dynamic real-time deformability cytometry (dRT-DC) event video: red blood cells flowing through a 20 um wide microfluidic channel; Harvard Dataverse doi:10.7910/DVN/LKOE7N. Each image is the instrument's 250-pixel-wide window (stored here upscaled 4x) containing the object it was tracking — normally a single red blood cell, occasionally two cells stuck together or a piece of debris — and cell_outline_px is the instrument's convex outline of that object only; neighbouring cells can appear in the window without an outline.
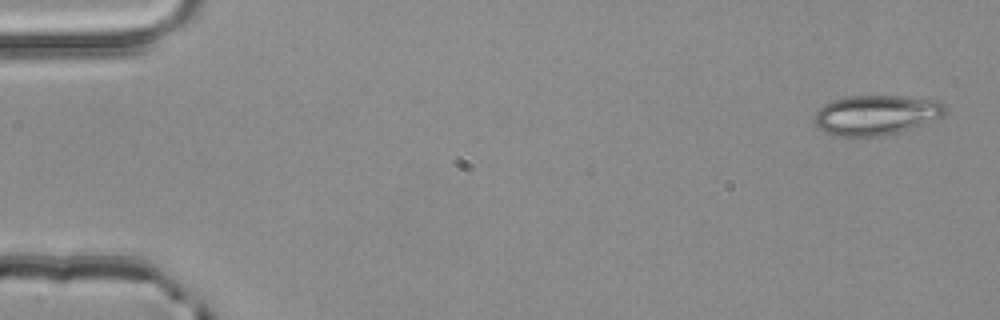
{"species": "common noctule bat (a hibernating species)", "species_latin": "Nyctalus noctula", "temperature_condition": "room temperature", "stored_images_in_passage": 3, "camera_frame_rate_fps": 3000, "um_per_image_px": 0.085, "animal": {"sex": "male", "body_mass_g": 20.4}, "frame": {"image": 1, "passage_image": 1, "time_ms": 0.0, "image_size_px": [1000, 320], "cell_outline_px": [[948, 108], [944, 116], [936, 120], [924, 124], [896, 132], [880, 136], [840, 136], [824, 132], [816, 128], [816, 112], [824, 104], [832, 100], [848, 96], [896, 96], [936, 100], [944, 104]], "centroid_in_image_um": [74.49, 9.77], "position_along_channel_um": 10.5, "area_um2": 30.29}}